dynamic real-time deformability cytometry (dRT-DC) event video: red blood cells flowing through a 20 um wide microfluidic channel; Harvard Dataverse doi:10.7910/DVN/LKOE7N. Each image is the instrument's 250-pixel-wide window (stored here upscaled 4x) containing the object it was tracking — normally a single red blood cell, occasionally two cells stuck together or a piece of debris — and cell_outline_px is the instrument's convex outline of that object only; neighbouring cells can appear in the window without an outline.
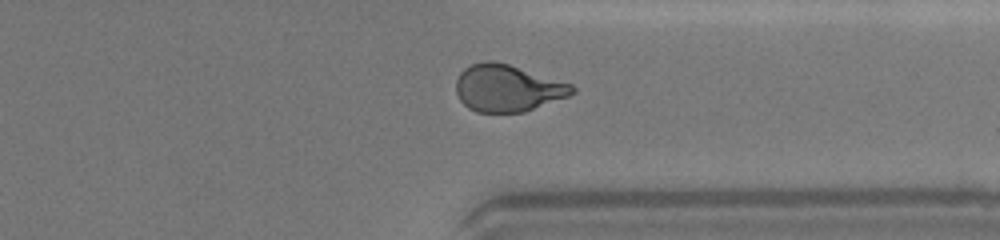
{"species": "human", "species_latin": "Homo sapiens", "temperature_condition": "warm", "stored_images_in_passage": 29, "camera_frame_rate_fps": 3000, "um_per_image_px": 0.085, "donor": {"sex": "female"}, "frame": {"image": 1, "passage_image": 21, "time_ms": 6.667, "image_size_px": [1000, 240], "cell_outline_px": [[576, 92], [568, 96], [524, 112], [476, 112], [468, 108], [460, 100], [456, 92], [456, 80], [460, 72], [464, 68], [472, 64], [484, 60], [492, 60], [508, 64], [572, 84], [576, 88]], "centroid_in_image_um": [43.12, 7.49], "position_along_channel_um": 368.3, "area_um2": 31.73}}
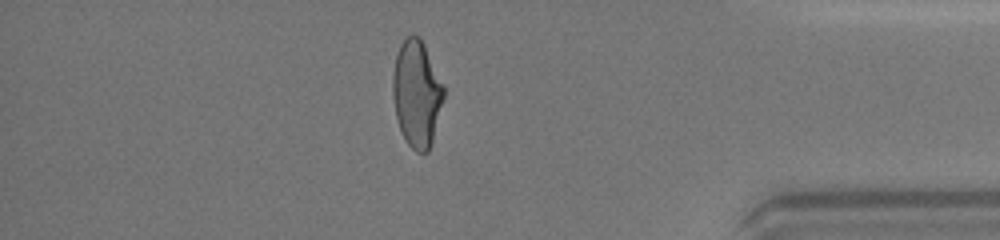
{"frame": {"image": 2, "passage_image": 25, "time_ms": 8.0, "image_size_px": [1000, 240], "cell_outline_px": [[444, 96], [432, 140], [428, 152], [416, 152], [408, 144], [400, 128], [396, 116], [392, 96], [392, 76], [396, 56], [400, 44], [412, 32], [420, 36], [424, 44], [444, 88]], "centroid_in_image_um": [35.4, 7.93], "position_along_channel_um": 399.8, "area_um2": 31.33}}